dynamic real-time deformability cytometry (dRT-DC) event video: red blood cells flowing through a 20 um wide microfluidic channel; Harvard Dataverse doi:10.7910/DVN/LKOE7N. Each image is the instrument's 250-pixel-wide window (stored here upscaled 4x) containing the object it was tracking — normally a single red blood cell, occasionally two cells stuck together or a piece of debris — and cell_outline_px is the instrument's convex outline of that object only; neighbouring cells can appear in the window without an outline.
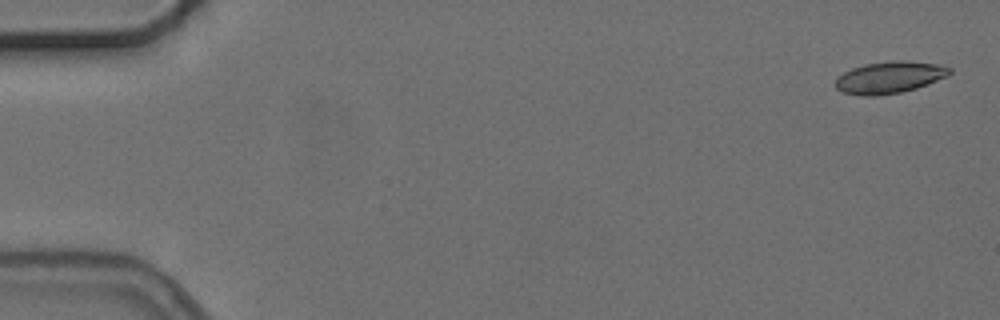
{"species": "common noctule bat (a hibernating species)", "species_latin": "Nyctalus noctula", "temperature_condition": "cold", "stored_images_in_passage": 4, "camera_frame_rate_fps": 3000, "um_per_image_px": 0.085, "animal": {"sex": "female", "body_mass_g": 24.6, "forearm_length_mm": 56.2}, "frame": {"image": 1, "passage_image": 1, "time_ms": 0.0, "image_size_px": [1000, 320], "cell_outline_px": [[952, 72], [948, 76], [916, 88], [900, 92], [876, 96], [864, 96], [844, 92], [836, 88], [836, 76], [852, 68], [864, 64], [892, 60], [904, 60], [936, 64], [952, 68]], "centroid_in_image_um": [75.6, 6.57], "position_along_channel_um": 9.4, "area_um2": 21.15}}